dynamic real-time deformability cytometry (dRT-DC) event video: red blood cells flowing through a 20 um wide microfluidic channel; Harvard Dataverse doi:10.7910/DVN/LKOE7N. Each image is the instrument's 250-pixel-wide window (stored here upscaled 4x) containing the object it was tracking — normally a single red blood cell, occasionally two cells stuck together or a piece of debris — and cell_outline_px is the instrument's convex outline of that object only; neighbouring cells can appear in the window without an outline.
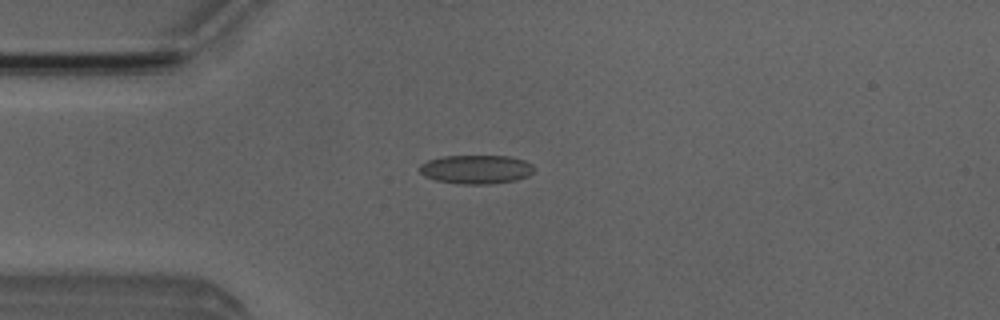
{"species": "Egyptian fruit bat (a non-hibernating species)", "species_latin": "Rousettus aegyptiacus", "temperature_condition": "room temperature", "stored_images_in_passage": 3, "camera_frame_rate_fps": 3000, "um_per_image_px": 0.085, "animal": {"sex": "male"}, "frame": {"image": 1, "passage_image": 3, "time_ms": 3.0, "image_size_px": [1000, 320], "cell_outline_px": [[536, 168], [528, 176], [516, 180], [488, 184], [456, 184], [436, 180], [424, 176], [420, 172], [420, 164], [428, 160], [444, 156], [508, 156], [524, 160], [532, 164]], "centroid_in_image_um": [40.48, 14.4], "position_along_channel_um": 44.5, "area_um2": 19.31}}